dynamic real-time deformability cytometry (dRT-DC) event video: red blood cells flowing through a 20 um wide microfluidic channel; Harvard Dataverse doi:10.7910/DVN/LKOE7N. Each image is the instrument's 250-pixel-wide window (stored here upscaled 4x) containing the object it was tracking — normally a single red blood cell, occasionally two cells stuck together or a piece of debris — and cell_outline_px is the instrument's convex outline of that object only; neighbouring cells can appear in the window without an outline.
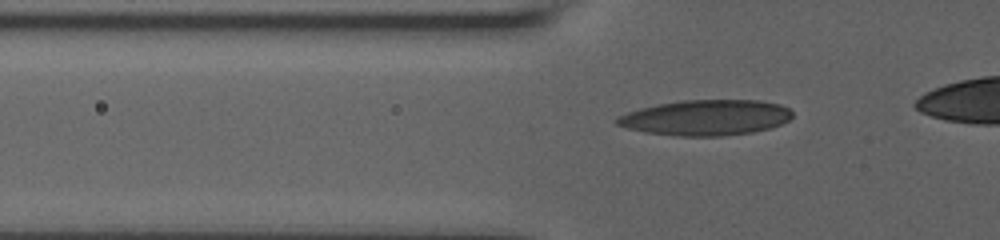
{"species": "human", "species_latin": "Homo sapiens", "temperature_condition": "room temperature", "stored_images_in_passage": 43, "camera_frame_rate_fps": 3000, "um_per_image_px": 0.085, "donor": {"sex": "male"}, "frame": {"image": 1, "passage_image": 16, "time_ms": 5.333, "image_size_px": [1000, 240], "cell_outline_px": [[792, 116], [788, 120], [772, 128], [752, 132], [724, 136], [680, 136], [644, 132], [628, 128], [616, 124], [612, 120], [616, 116], [640, 108], [660, 104], [684, 100], [760, 100], [780, 104], [788, 108], [792, 112]], "centroid_in_image_um": [59.99, 10.0], "position_along_channel_um": 65.8, "area_um2": 36.41}}
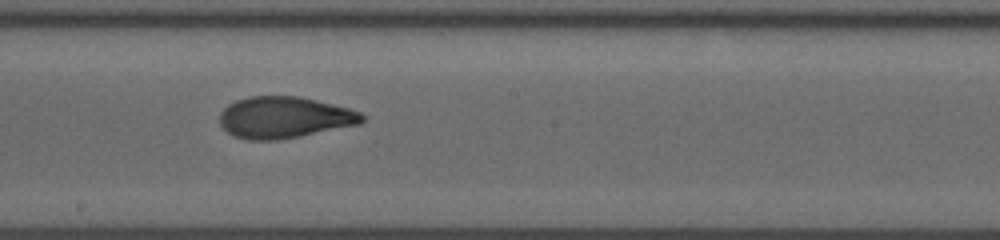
{"frame": {"image": 2, "passage_image": 28, "time_ms": 9.667, "image_size_px": [1000, 240], "cell_outline_px": [[364, 120], [360, 124], [300, 136], [276, 140], [248, 140], [236, 136], [228, 132], [220, 124], [220, 112], [228, 104], [236, 100], [248, 96], [296, 96], [316, 100], [348, 108], [360, 112], [364, 116]], "centroid_in_image_um": [24.15, 9.98], "position_along_channel_um": 224.0, "area_um2": 34.28}}
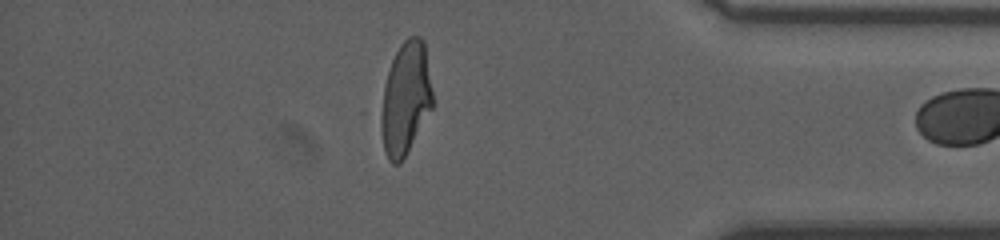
{"frame": {"image": 3, "passage_image": 42, "time_ms": 15.0, "image_size_px": [1000, 240], "cell_outline_px": [[432, 108], [400, 164], [392, 164], [388, 160], [384, 152], [376, 112], [388, 72], [392, 60], [400, 44], [408, 36], [420, 36], [424, 40], [432, 92]], "centroid_in_image_um": [34.4, 8.41], "position_along_channel_um": 400.8, "area_um2": 34.51}}